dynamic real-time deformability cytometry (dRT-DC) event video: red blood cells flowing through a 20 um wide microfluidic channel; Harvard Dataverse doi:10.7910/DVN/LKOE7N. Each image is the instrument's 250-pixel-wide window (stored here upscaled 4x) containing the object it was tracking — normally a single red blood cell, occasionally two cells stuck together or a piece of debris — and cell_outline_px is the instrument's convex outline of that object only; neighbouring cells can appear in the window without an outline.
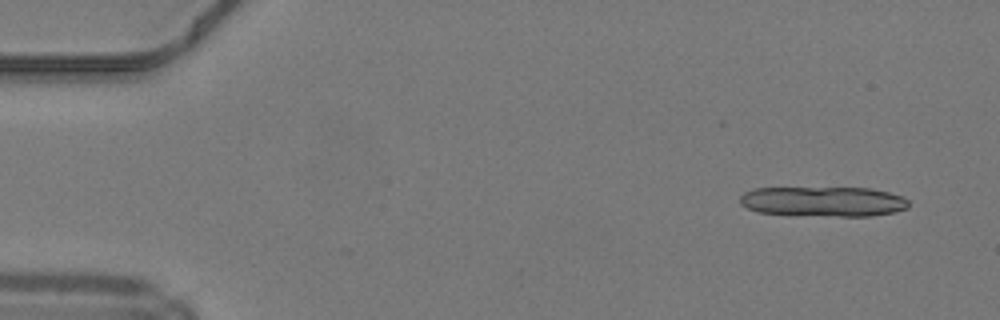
{"species": "common noctule bat (a hibernating species)", "species_latin": "Nyctalus noctula", "temperature_condition": "warm", "stored_images_in_passage": 12, "camera_frame_rate_fps": 3000, "um_per_image_px": 0.085, "animal": {"sex": "male", "body_mass_g": 19.2, "forearm_length_mm": 51.8}, "frame": {"image": 1, "passage_image": 2, "time_ms": 0.333, "image_size_px": [1000, 320], "cell_outline_px": [[908, 208], [896, 212], [872, 216], [788, 216], [756, 212], [740, 204], [740, 196], [744, 192], [752, 188], [872, 188], [904, 196], [908, 200]], "centroid_in_image_um": [69.96, 17.15], "position_along_channel_um": 15.0, "area_um2": 30.23}}